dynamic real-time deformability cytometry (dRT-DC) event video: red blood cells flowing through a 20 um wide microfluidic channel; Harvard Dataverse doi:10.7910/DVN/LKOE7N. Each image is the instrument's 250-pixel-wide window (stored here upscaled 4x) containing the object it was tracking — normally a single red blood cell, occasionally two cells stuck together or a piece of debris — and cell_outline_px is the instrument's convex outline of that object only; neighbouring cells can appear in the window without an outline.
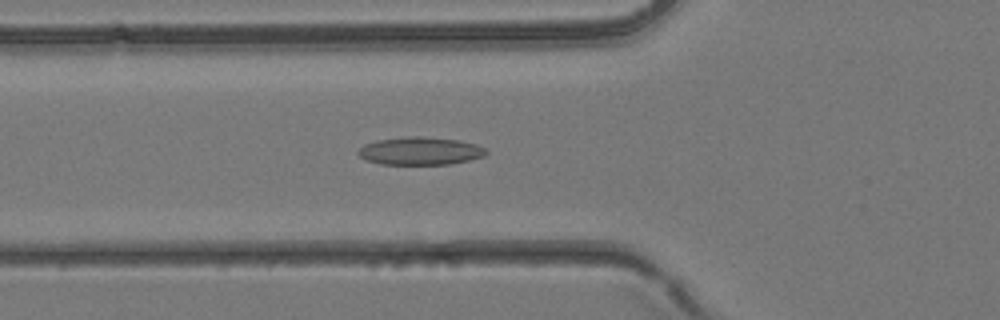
{"species": "common noctule bat (a hibernating species)", "species_latin": "Nyctalus noctula", "temperature_condition": "room temperature", "stored_images_in_passage": 35, "camera_frame_rate_fps": 3000, "um_per_image_px": 0.085, "animal": {"sex": "female", "body_mass_g": 24.6, "forearm_length_mm": 56.2}, "frame": {"image": 1, "passage_image": 13, "time_ms": 4.0, "image_size_px": [1000, 320], "cell_outline_px": [[488, 152], [484, 156], [452, 164], [380, 164], [368, 160], [360, 156], [356, 152], [364, 144], [376, 140], [408, 136], [424, 136], [456, 140], [476, 144], [484, 148]], "centroid_in_image_um": [35.7, 12.83], "position_along_channel_um": 90.1, "area_um2": 20.69}}
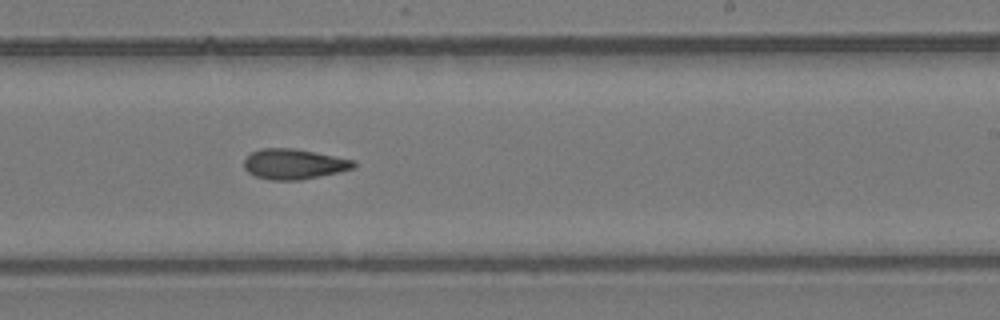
{"frame": {"image": 2, "passage_image": 23, "time_ms": 7.333, "image_size_px": [1000, 320], "cell_outline_px": [[356, 164], [352, 168], [336, 172], [300, 180], [272, 180], [256, 176], [248, 172], [244, 168], [244, 160], [252, 152], [260, 148], [292, 148], [352, 160]], "centroid_in_image_um": [24.9, 13.94], "position_along_channel_um": 264.1, "area_um2": 18.84}}
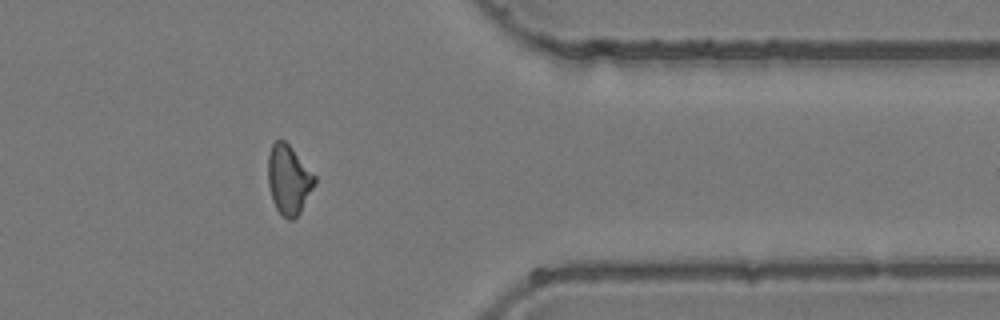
{"frame": {"image": 3, "passage_image": 31, "time_ms": 10.0, "image_size_px": [1000, 320], "cell_outline_px": [[316, 184], [300, 212], [292, 220], [288, 220], [280, 216], [272, 200], [268, 184], [268, 156], [272, 144], [276, 140], [284, 140], [292, 148], [316, 176]], "centroid_in_image_um": [24.54, 15.3], "position_along_channel_um": 386.9, "area_um2": 18.96}}